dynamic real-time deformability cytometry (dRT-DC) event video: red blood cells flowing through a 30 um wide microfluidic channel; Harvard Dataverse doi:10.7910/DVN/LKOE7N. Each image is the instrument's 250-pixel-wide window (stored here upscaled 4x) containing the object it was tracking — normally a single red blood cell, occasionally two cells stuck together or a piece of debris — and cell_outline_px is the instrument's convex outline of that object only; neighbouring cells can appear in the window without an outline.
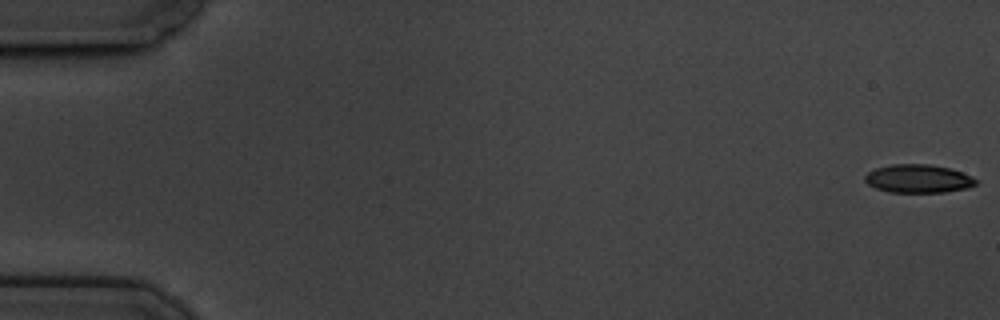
{"species": "common noctule bat (a hibernating species)", "species_latin": "Nyctalus noctula", "temperature_condition": "cold", "stored_images_in_passage": 60, "camera_frame_rate_fps": 3000, "um_per_image_px": 0.085, "animal": {"sex": "male", "body_mass_g": 19.5, "forearm_length_mm": 54.6}, "frame": {"image": 1, "passage_image": 1, "time_ms": 0.0, "image_size_px": [1000, 320], "cell_outline_px": [[980, 180], [976, 184], [968, 188], [944, 192], [888, 192], [876, 188], [868, 184], [864, 180], [864, 176], [868, 172], [876, 168], [892, 164], [928, 164], [948, 168], [972, 176]], "centroid_in_image_um": [78.06, 15.19], "position_along_channel_um": 6.9, "area_um2": 18.32}}
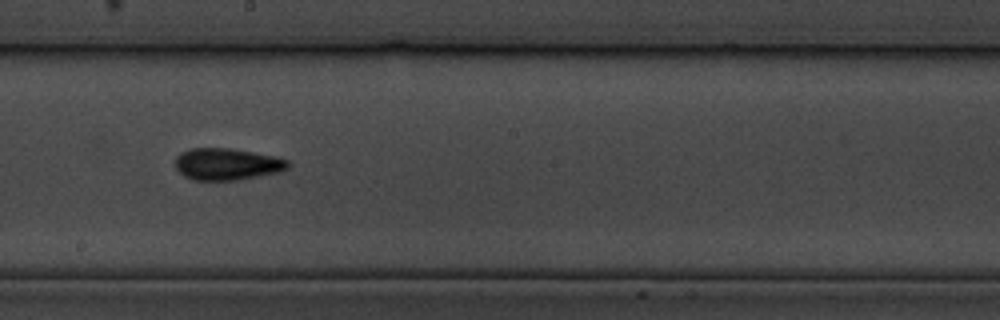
{"frame": {"image": 2, "passage_image": 34, "time_ms": 11.0, "image_size_px": [1000, 320], "cell_outline_px": [[288, 168], [280, 172], [260, 176], [236, 180], [192, 180], [184, 176], [176, 168], [176, 156], [180, 152], [192, 148], [228, 148], [276, 156], [288, 160]], "centroid_in_image_um": [19.29, 13.95], "position_along_channel_um": 228.9, "area_um2": 20.92}}
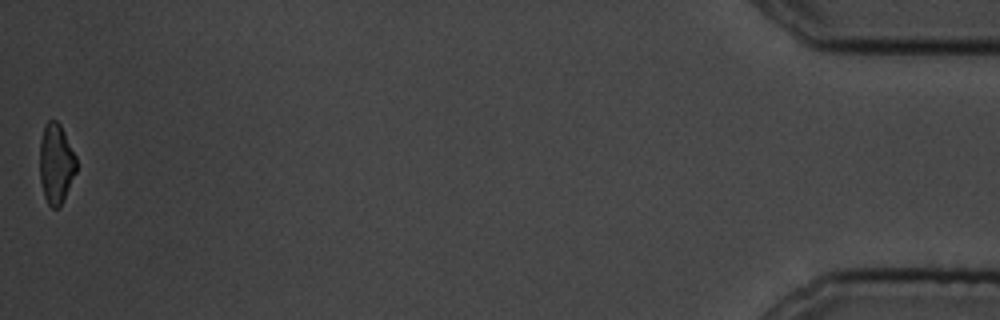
{"frame": {"image": 3, "passage_image": 60, "time_ms": 19.667, "image_size_px": [1000, 320], "cell_outline_px": [[76, 172], [60, 208], [52, 208], [48, 204], [44, 196], [40, 180], [40, 140], [44, 124], [48, 120], [56, 120], [60, 124], [76, 156]], "centroid_in_image_um": [4.76, 13.91], "position_along_channel_um": 430.4, "area_um2": 17.17}, "authors_computed_cell_mechanics": {"area_um2": 19.4786, "velocity_mm_per_s": 3.3858, "shape_relaxation_time_tau1_ms": 5.5278, "shape_relaxation_time_tau2_ms": 3.3224, "deformation_change_tau1": 0.133, "deformation_change_tau2": 0.1045}}